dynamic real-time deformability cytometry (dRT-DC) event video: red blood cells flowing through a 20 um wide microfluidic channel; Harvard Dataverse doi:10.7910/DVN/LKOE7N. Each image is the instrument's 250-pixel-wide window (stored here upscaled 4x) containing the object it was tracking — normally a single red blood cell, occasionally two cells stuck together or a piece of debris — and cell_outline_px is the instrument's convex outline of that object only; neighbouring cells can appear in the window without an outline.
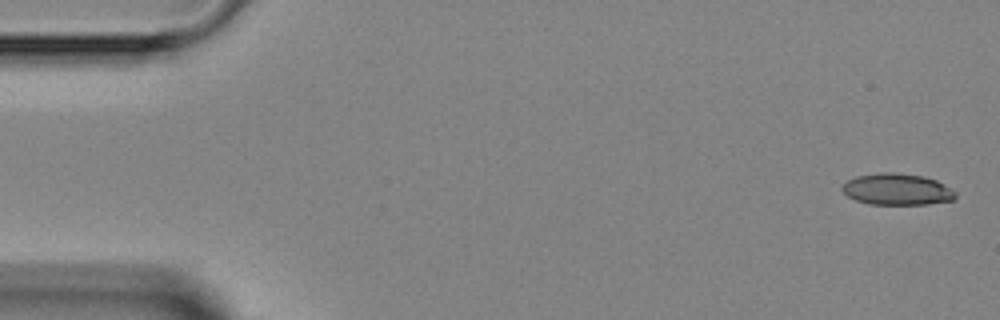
{"species": "Egyptian fruit bat (a non-hibernating species)", "species_latin": "Rousettus aegyptiacus", "temperature_condition": "room temperature", "stored_images_in_passage": 5, "camera_frame_rate_fps": 3000, "um_per_image_px": 0.085, "animal": {"sex": "female"}, "frame": {"image": 1, "passage_image": 1, "time_ms": 0.0, "image_size_px": [1000, 320], "cell_outline_px": [[956, 196], [952, 200], [928, 204], [868, 204], [856, 200], [848, 196], [840, 188], [848, 180], [856, 176], [880, 172], [892, 172], [924, 176], [936, 180], [956, 192]], "centroid_in_image_um": [76.23, 16.09], "position_along_channel_um": 8.8, "area_um2": 20.69}}